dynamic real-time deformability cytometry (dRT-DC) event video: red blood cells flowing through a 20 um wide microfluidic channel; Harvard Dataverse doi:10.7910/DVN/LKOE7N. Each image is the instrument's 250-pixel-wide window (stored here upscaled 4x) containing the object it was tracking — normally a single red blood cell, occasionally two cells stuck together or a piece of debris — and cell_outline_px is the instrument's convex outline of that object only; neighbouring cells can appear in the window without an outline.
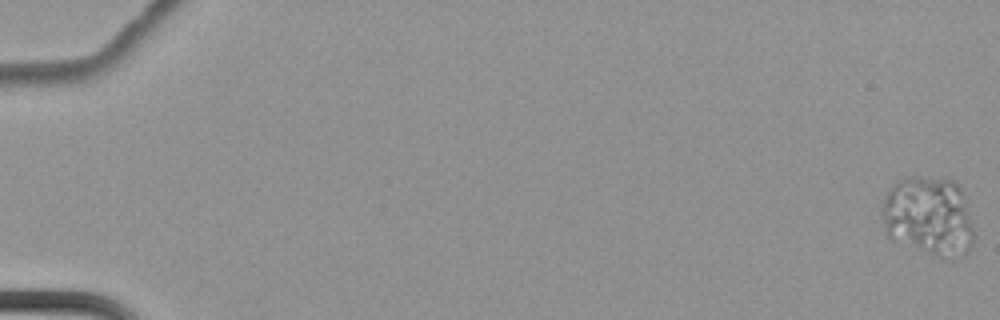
{"species": "common noctule bat (a hibernating species)", "species_latin": "Nyctalus noctula", "temperature_condition": "cold", "stored_images_in_passage": 8, "camera_frame_rate_fps": 3000, "um_per_image_px": 0.085, "animal": {"sex": "female", "body_mass_g": 22.7, "forearm_length_mm": 54.2}, "frame": {"image": 1, "passage_image": 1, "time_ms": 0.0, "image_size_px": [1000, 320], "cell_outline_px": [[976, 240], [964, 256], [952, 260], [944, 260], [888, 240], [884, 232], [880, 212], [880, 208], [884, 196], [888, 188], [892, 184], [908, 176], [944, 176], [956, 180], [964, 192], [976, 236]], "centroid_in_image_um": [78.94, 18.4], "position_along_channel_um": 6.1, "area_um2": 45.2}}
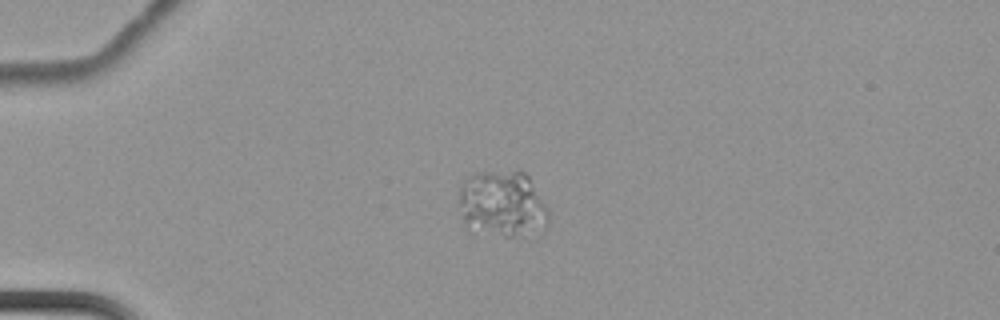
{"frame": {"image": 2, "passage_image": 6, "time_ms": 1.667, "image_size_px": [1000, 320], "cell_outline_px": [[548, 224], [512, 236], [472, 236], [468, 232], [464, 224], [460, 204], [460, 184], [468, 176], [476, 172], [516, 168], [524, 172], [528, 176], [548, 208]], "centroid_in_image_um": [42.61, 17.31], "position_along_channel_um": 42.4, "area_um2": 35.37}}
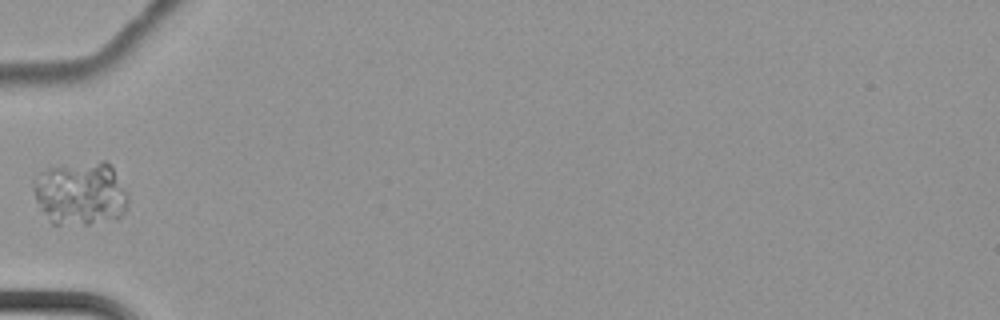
{"frame": {"image": 3, "passage_image": 8, "time_ms": 2.333, "image_size_px": [1000, 320], "cell_outline_px": [[128, 208], [116, 220], [88, 224], [52, 224], [40, 208], [36, 200], [32, 188], [32, 180], [40, 172], [48, 168], [100, 160], [104, 160], [112, 168], [128, 200]], "centroid_in_image_um": [6.81, 16.46], "position_along_channel_um": 78.2, "area_um2": 34.97}}